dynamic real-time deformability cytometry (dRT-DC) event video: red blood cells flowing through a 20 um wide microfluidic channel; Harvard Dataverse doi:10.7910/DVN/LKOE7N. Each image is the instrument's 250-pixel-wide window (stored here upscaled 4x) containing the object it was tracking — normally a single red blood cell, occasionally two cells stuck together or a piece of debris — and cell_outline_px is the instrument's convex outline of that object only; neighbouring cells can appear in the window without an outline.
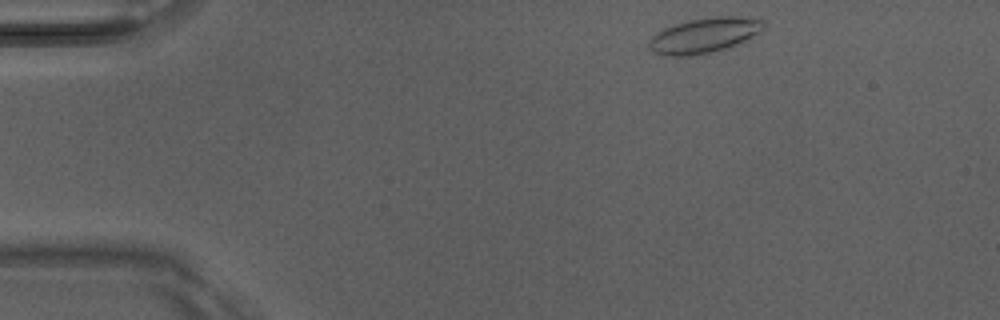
{"species": "Egyptian fruit bat (a non-hibernating species)", "species_latin": "Rousettus aegyptiacus", "temperature_condition": "room temperature", "stored_images_in_passage": 4, "camera_frame_rate_fps": 3000, "um_per_image_px": 0.085, "animal": {"sex": "male"}, "frame": {"image": 1, "passage_image": 1, "time_ms": 0.0, "image_size_px": [1000, 320], "cell_outline_px": [[764, 32], [732, 48], [692, 56], [660, 56], [652, 52], [648, 48], [648, 40], [656, 32], [664, 28], [688, 20], [716, 16], [736, 16], [764, 20]], "centroid_in_image_um": [59.88, 3.03], "position_along_channel_um": 25.1, "area_um2": 24.22}}